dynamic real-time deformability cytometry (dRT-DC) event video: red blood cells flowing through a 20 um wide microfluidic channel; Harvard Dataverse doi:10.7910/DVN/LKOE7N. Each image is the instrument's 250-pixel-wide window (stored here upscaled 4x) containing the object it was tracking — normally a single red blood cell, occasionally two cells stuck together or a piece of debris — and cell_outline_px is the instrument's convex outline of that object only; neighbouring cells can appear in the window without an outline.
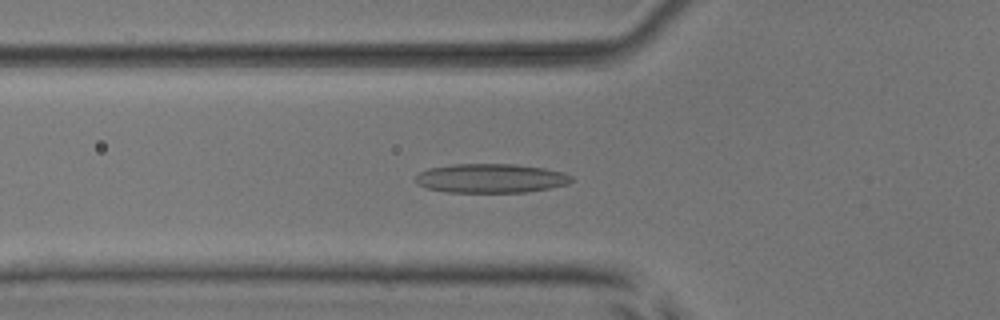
{"species": "common noctule bat (a hibernating species)", "species_latin": "Nyctalus noctula", "temperature_condition": "room temperature", "stored_images_in_passage": 52, "camera_frame_rate_fps": 3000, "um_per_image_px": 0.085, "animal": {"sex": "male", "body_mass_g": 17.9, "forearm_length_mm": 54.2}, "frame": {"image": 1, "passage_image": 18, "time_ms": 5.667, "image_size_px": [1000, 320], "cell_outline_px": [[572, 180], [568, 184], [548, 188], [524, 192], [448, 192], [428, 188], [416, 184], [416, 176], [420, 172], [428, 168], [452, 164], [516, 164], [544, 168], [564, 172], [572, 176]], "centroid_in_image_um": [41.72, 15.15], "position_along_channel_um": 84.1, "area_um2": 26.41}}
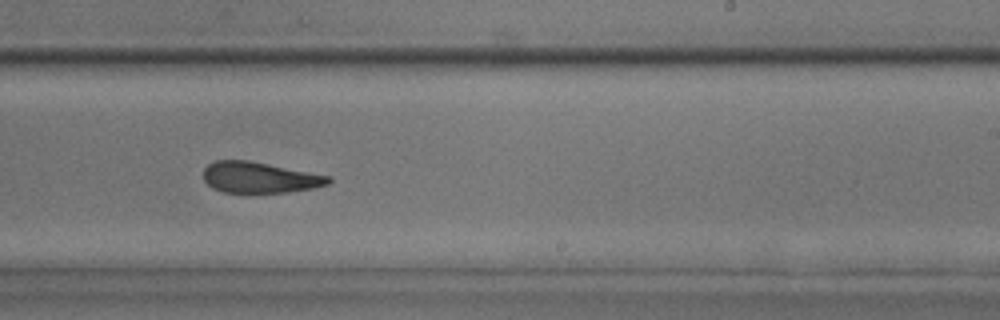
{"frame": {"image": 2, "passage_image": 32, "time_ms": 10.333, "image_size_px": [1000, 320], "cell_outline_px": [[332, 180], [328, 184], [312, 188], [288, 192], [224, 192], [212, 188], [204, 180], [204, 168], [212, 160], [248, 160], [332, 176]], "centroid_in_image_um": [22.06, 15.07], "position_along_channel_um": 266.9, "area_um2": 22.54}}
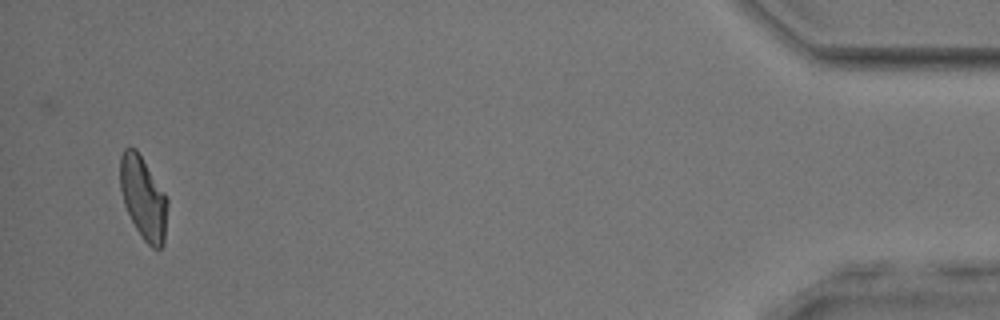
{"frame": {"image": 3, "passage_image": 50, "time_ms": 16.333, "image_size_px": [1000, 320], "cell_outline_px": [[168, 204], [164, 244], [160, 248], [152, 248], [140, 236], [124, 204], [120, 188], [120, 156], [124, 148], [128, 144], [136, 148], [164, 192], [168, 200]], "centroid_in_image_um": [12.17, 16.8], "position_along_channel_um": 423.0, "area_um2": 22.89}, "authors_computed_cell_mechanics": {"area_um2": 24.4494, "velocity_mm_per_s": 3.9222, "shape_relaxation_time_tau1_ms": null, "shape_relaxation_time_tau2_ms": 3.4054, "deformation_change_tau1": null, "deformation_change_tau2": 0.1255}}